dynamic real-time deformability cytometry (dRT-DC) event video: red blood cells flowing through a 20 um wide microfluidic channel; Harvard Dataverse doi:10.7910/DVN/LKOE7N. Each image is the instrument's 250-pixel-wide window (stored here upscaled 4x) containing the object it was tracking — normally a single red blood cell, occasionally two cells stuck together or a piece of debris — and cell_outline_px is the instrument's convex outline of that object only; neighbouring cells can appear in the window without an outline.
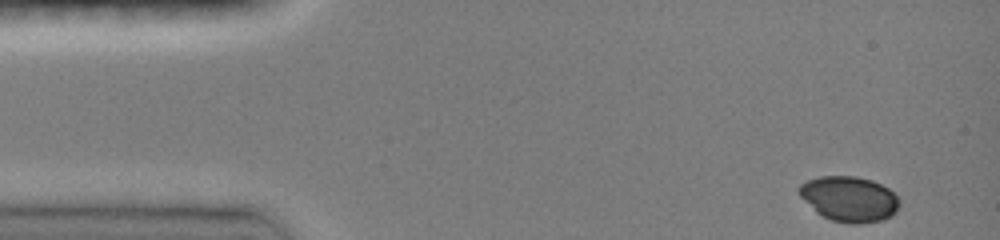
{"species": "common noctule bat (a hibernating species)", "species_latin": "Nyctalus noctula", "temperature_condition": "room temperature", "stored_images_in_passage": 42, "camera_frame_rate_fps": 3000, "um_per_image_px": 0.085, "animal": {"sex": "female", "body_mass_g": 19.0, "forearm_length_mm": 51.5}, "frame": {"image": 1, "passage_image": 1, "time_ms": 0.0, "image_size_px": [1000, 240], "cell_outline_px": [[900, 204], [896, 212], [892, 216], [884, 220], [856, 224], [848, 224], [832, 220], [816, 212], [796, 192], [796, 188], [800, 184], [808, 180], [820, 176], [856, 176], [872, 180], [888, 188], [900, 200]], "centroid_in_image_um": [72.18, 16.91], "position_along_channel_um": 12.8, "area_um2": 26.7}}
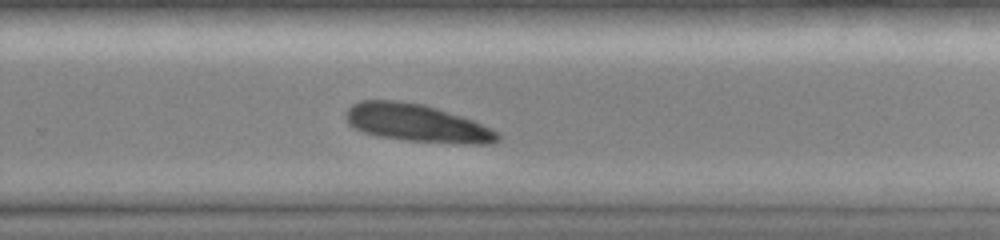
{"frame": {"image": 2, "passage_image": 29, "time_ms": 9.333, "image_size_px": [1000, 240], "cell_outline_px": [[500, 140], [492, 144], [472, 144], [404, 140], [376, 136], [364, 132], [348, 124], [344, 116], [348, 108], [352, 104], [360, 100], [396, 100], [424, 104], [472, 120], [500, 132]], "centroid_in_image_um": [35.43, 10.46], "position_along_channel_um": 294.4, "area_um2": 33.41}}
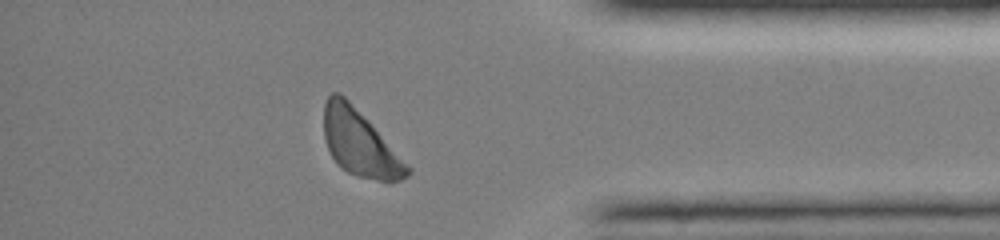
{"frame": {"image": 3, "passage_image": 38, "time_ms": 12.333, "image_size_px": [1000, 240], "cell_outline_px": [[412, 172], [408, 176], [400, 180], [376, 180], [360, 176], [348, 172], [340, 168], [336, 164], [324, 140], [324, 104], [328, 96], [332, 92], [340, 92], [368, 120], [412, 168]], "centroid_in_image_um": [30.58, 12.16], "position_along_channel_um": 404.6, "area_um2": 31.85}}